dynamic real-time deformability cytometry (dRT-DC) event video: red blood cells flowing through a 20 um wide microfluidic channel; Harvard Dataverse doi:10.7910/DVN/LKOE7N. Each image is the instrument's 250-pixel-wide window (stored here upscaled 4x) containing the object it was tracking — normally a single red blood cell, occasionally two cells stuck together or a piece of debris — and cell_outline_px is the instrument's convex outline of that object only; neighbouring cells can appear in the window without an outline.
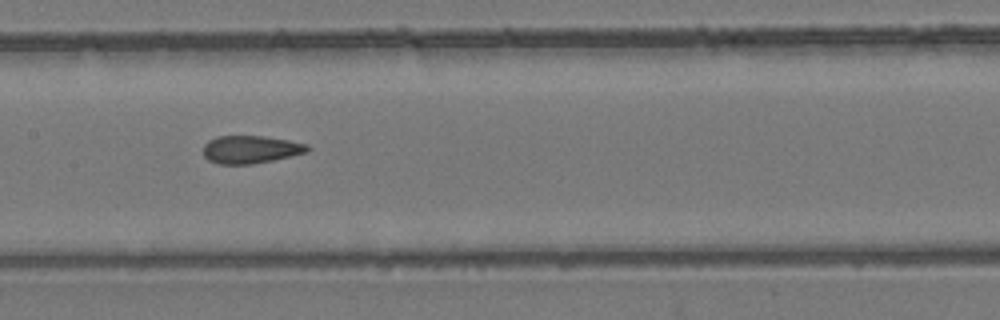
{"species": "common noctule bat (a hibernating species)", "species_latin": "Nyctalus noctula", "temperature_condition": "room temperature", "stored_images_in_passage": 9, "camera_frame_rate_fps": 3000, "um_per_image_px": 0.085, "animal": {"sex": "female", "body_mass_g": 24.6, "forearm_length_mm": 56.2}, "frame": {"image": 1, "passage_image": 9, "time_ms": 9.667, "image_size_px": [1000, 320], "cell_outline_px": [[312, 148], [308, 152], [272, 160], [252, 164], [216, 164], [208, 160], [204, 156], [204, 144], [208, 140], [216, 136], [264, 136], [288, 140], [308, 144]], "centroid_in_image_um": [21.3, 12.7], "position_along_channel_um": 186.1, "area_um2": 16.99}}